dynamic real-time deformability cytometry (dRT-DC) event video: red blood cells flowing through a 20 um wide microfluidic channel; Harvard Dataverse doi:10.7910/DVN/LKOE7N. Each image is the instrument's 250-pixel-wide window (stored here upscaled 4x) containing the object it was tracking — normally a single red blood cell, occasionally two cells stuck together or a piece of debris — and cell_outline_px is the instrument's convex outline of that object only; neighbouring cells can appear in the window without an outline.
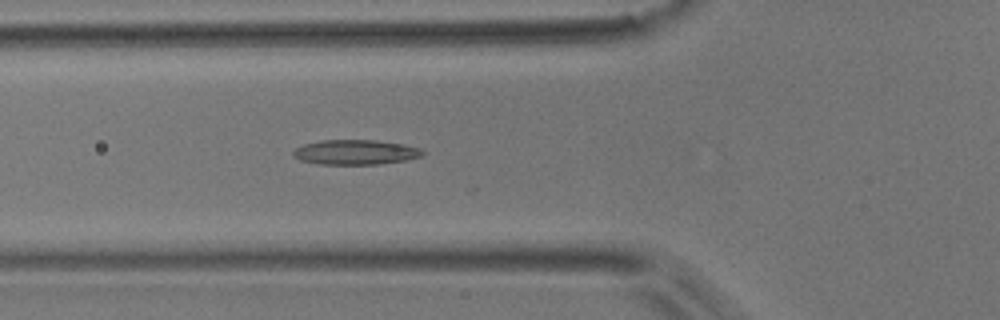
{"species": "common noctule bat (a hibernating species)", "species_latin": "Nyctalus noctula", "temperature_condition": "room temperature", "stored_images_in_passage": 13, "camera_frame_rate_fps": 3000, "um_per_image_px": 0.085, "animal": {"sex": "male", "body_mass_g": 17.9}, "frame": {"image": 1, "passage_image": 9, "time_ms": 2.667, "image_size_px": [1000, 320], "cell_outline_px": [[424, 156], [408, 160], [380, 164], [316, 164], [300, 160], [292, 156], [292, 152], [296, 148], [304, 144], [324, 140], [376, 140], [404, 144], [420, 148], [424, 152]], "centroid_in_image_um": [30.24, 12.94], "position_along_channel_um": 95.6, "area_um2": 18.9}}
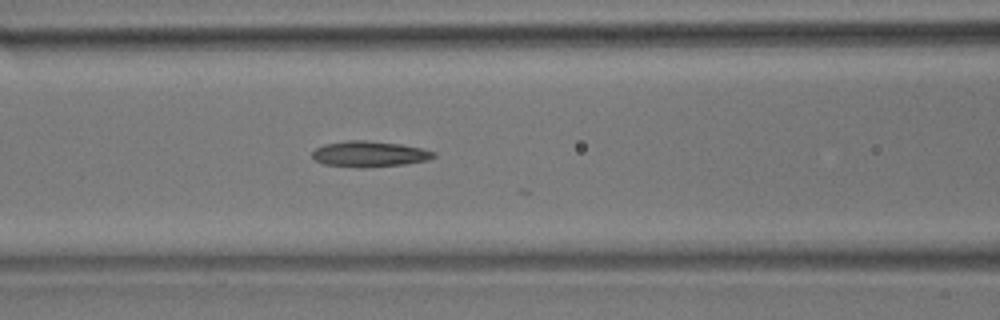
{"frame": {"image": 2, "passage_image": 12, "time_ms": 3.667, "image_size_px": [1000, 320], "cell_outline_px": [[436, 156], [428, 160], [404, 164], [364, 168], [360, 168], [324, 164], [316, 160], [312, 156], [312, 152], [316, 148], [324, 144], [348, 140], [364, 140], [400, 144], [424, 148], [436, 152]], "centroid_in_image_um": [31.43, 13.09], "position_along_channel_um": 135.2, "area_um2": 18.32}}